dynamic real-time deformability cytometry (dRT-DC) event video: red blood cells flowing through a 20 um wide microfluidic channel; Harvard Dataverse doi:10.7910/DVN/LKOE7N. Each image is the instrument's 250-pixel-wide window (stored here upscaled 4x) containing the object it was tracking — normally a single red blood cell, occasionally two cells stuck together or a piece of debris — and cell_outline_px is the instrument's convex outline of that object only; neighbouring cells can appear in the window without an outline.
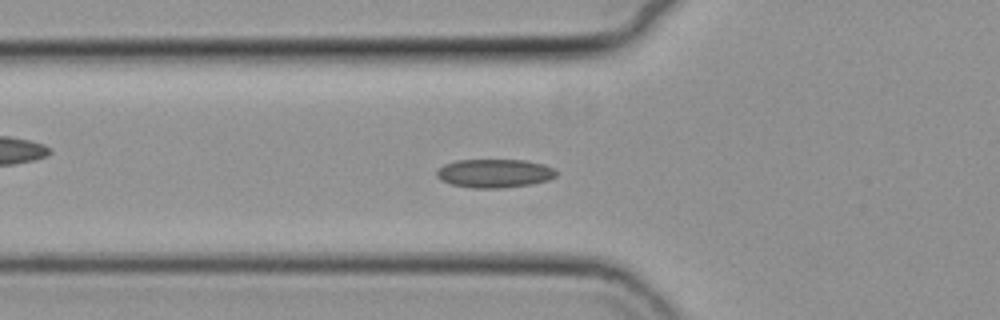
{"species": "common noctule bat (a hibernating species)", "species_latin": "Nyctalus noctula", "temperature_condition": "cold", "stored_images_in_passage": 58, "camera_frame_rate_fps": 3000, "um_per_image_px": 0.085, "animal": {"sex": "female", "body_mass_g": 19.3, "forearm_length_mm": 54.1}, "frame": {"image": 1, "passage_image": 21, "time_ms": 6.667, "image_size_px": [1000, 320], "cell_outline_px": [[556, 176], [548, 180], [532, 184], [500, 188], [472, 188], [452, 184], [440, 180], [436, 176], [436, 172], [444, 164], [456, 160], [524, 160], [540, 164], [552, 168], [556, 172]], "centroid_in_image_um": [41.99, 14.74], "position_along_channel_um": 83.8, "area_um2": 19.77}}
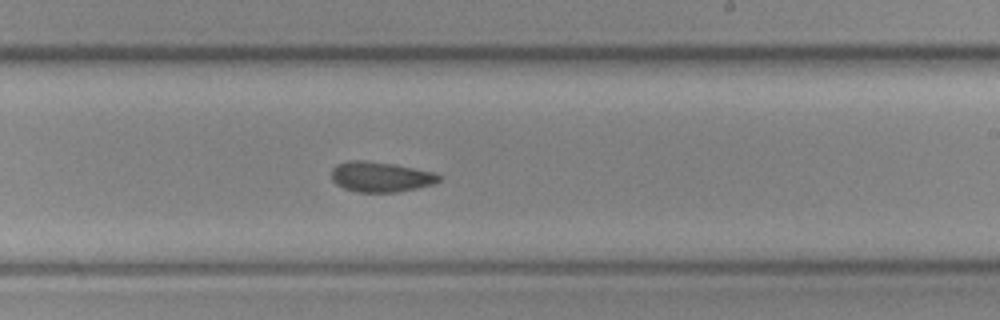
{"frame": {"image": 2, "passage_image": 35, "time_ms": 11.333, "image_size_px": [1000, 320], "cell_outline_px": [[440, 180], [432, 184], [416, 188], [396, 192], [356, 192], [344, 188], [336, 184], [332, 180], [332, 168], [336, 164], [348, 160], [364, 160], [392, 164], [436, 172], [440, 176]], "centroid_in_image_um": [32.32, 15.02], "position_along_channel_um": 256.7, "area_um2": 18.9}}
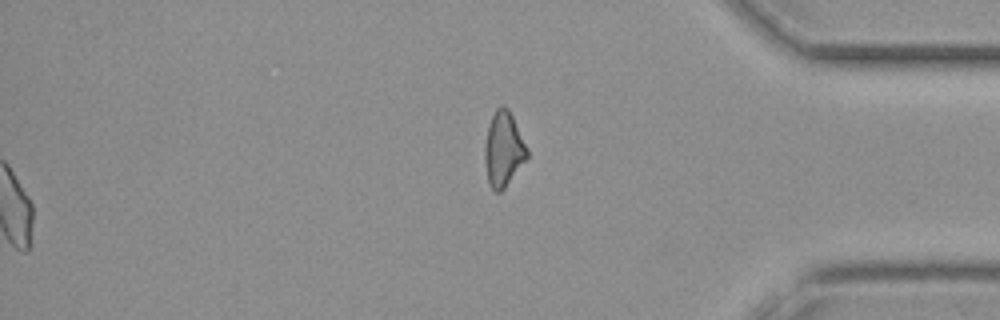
{"frame": {"image": 3, "passage_image": 58, "time_ms": 19.0, "image_size_px": [1000, 320], "cell_outline_px": [[528, 156], [504, 188], [500, 192], [492, 192], [488, 184], [484, 164], [484, 144], [488, 124], [496, 108], [504, 104], [508, 108], [528, 148]], "centroid_in_image_um": [42.76, 12.69], "position_along_channel_um": 392.4, "area_um2": 18.61}, "authors_computed_cell_mechanics": {"area_um2": 19.2763, "velocity_mm_per_s": 3.7004, "shape_relaxation_time_tau1_ms": null, "shape_relaxation_time_tau2_ms": 7.1417, "deformation_change_tau1": null, "deformation_change_tau2": 0.1198}}